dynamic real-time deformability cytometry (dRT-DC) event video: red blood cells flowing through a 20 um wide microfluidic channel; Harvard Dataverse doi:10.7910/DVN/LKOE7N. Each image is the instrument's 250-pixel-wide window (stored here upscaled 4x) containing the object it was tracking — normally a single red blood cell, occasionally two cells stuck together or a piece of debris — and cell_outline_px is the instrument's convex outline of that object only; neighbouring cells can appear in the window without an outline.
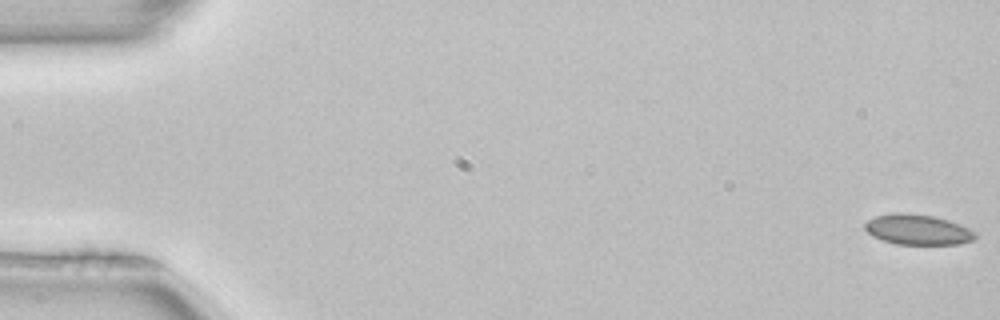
{"species": "common noctule bat (a hibernating species)", "species_latin": "Nyctalus noctula", "temperature_condition": "room temperature", "stored_images_in_passage": 52, "camera_frame_rate_fps": 3000, "um_per_image_px": 0.085, "animal": {"sex": "female", "body_mass_g": 22.7, "forearm_length_mm": 54.2}, "frame": {"image": 1, "passage_image": 1, "time_ms": 0.0, "image_size_px": [1000, 320], "cell_outline_px": [[976, 236], [972, 240], [960, 244], [896, 244], [872, 236], [864, 228], [864, 224], [868, 220], [876, 216], [896, 212], [900, 212], [932, 216], [948, 220], [960, 224], [968, 228]], "centroid_in_image_um": [77.97, 19.51], "position_along_channel_um": 7.0, "area_um2": 19.25}}
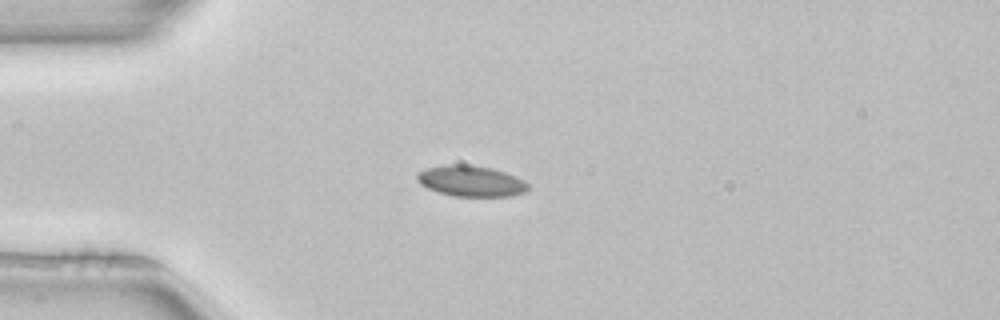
{"frame": {"image": 2, "passage_image": 14, "time_ms": 4.333, "image_size_px": [1000, 320], "cell_outline_px": [[528, 188], [524, 192], [508, 196], [452, 196], [436, 192], [420, 184], [416, 180], [416, 176], [420, 172], [428, 168], [444, 164], [464, 164], [492, 168], [516, 176], [524, 180], [528, 184]], "centroid_in_image_um": [40.01, 15.39], "position_along_channel_um": 45.0, "area_um2": 19.94}}
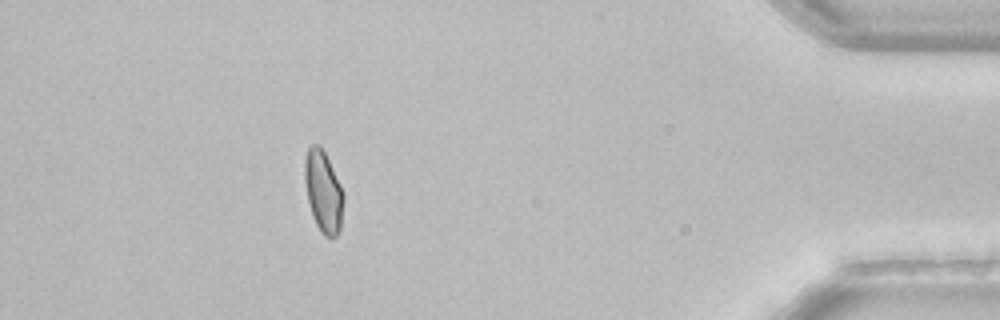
{"frame": {"image": 3, "passage_image": 47, "time_ms": 15.333, "image_size_px": [1000, 320], "cell_outline_px": [[344, 200], [340, 228], [336, 236], [332, 240], [324, 236], [320, 232], [312, 216], [308, 200], [304, 180], [304, 160], [308, 148], [312, 144], [320, 144], [344, 192]], "centroid_in_image_um": [27.48, 16.31], "position_along_channel_um": 407.7, "area_um2": 18.61}, "authors_computed_cell_mechanics": {"area_um2": 19.2763, "velocity_mm_per_s": 3.9789, "shape_relaxation_time_tau1_ms": null, "shape_relaxation_time_tau2_ms": 2.8397, "deformation_change_tau1": null, "deformation_change_tau2": 0.0605}}